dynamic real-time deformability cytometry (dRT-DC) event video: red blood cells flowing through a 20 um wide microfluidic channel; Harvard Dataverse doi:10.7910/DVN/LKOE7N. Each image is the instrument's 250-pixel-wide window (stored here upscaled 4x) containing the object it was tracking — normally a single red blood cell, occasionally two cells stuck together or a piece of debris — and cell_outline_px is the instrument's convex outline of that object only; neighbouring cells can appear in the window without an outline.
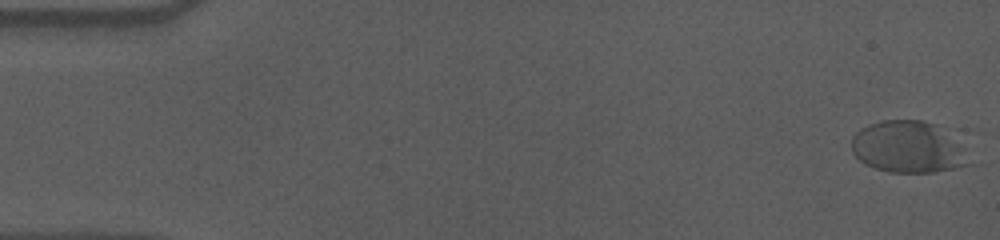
{"species": "human", "species_latin": "Homo sapiens", "temperature_condition": "cold", "stored_images_in_passage": 57, "camera_frame_rate_fps": 3000, "um_per_image_px": 0.085, "donor": {"sex": "male"}, "frame": {"image": 1, "passage_image": 1, "time_ms": 0.0, "image_size_px": [1000, 240], "cell_outline_px": [[980, 164], [932, 172], [888, 172], [864, 164], [852, 152], [852, 136], [860, 128], [868, 124], [880, 120], [920, 120], [960, 128]], "centroid_in_image_um": [77.54, 12.46], "position_along_channel_um": 7.5, "area_um2": 38.67}}
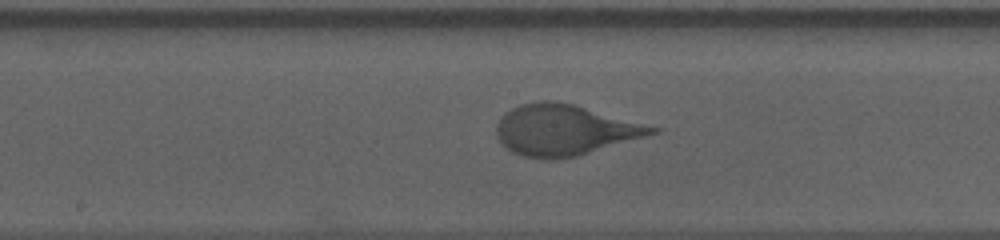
{"frame": {"image": 2, "passage_image": 30, "time_ms": 9.667, "image_size_px": [1000, 240], "cell_outline_px": [[660, 132], [576, 156], [552, 160], [544, 160], [524, 156], [512, 152], [504, 148], [500, 144], [496, 136], [496, 124], [500, 116], [504, 112], [520, 104], [540, 100], [556, 100], [572, 104], [660, 128]], "centroid_in_image_um": [47.9, 11.05], "position_along_channel_um": 200.3, "area_um2": 46.07}}
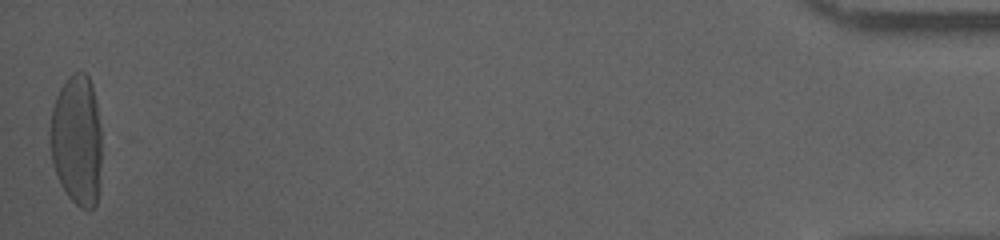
{"frame": {"image": 3, "passage_image": 57, "time_ms": 18.667, "image_size_px": [1000, 240], "cell_outline_px": [[100, 164], [96, 204], [88, 212], [80, 208], [68, 196], [60, 184], [52, 164], [48, 132], [52, 108], [56, 96], [60, 88], [68, 76], [76, 72], [84, 72], [88, 76], [92, 84], [96, 104], [100, 128]], "centroid_in_image_um": [6.49, 11.92], "position_along_channel_um": 428.7, "area_um2": 39.54}, "authors_computed_cell_mechanics": {"area_um2": 42.483, "velocity_mm_per_s": 3.5721, "shape_relaxation_time_tau1_ms": 4.8836, "shape_relaxation_time_tau2_ms": null, "deformation_change_tau1": 0.1966, "deformation_change_tau2": null}}